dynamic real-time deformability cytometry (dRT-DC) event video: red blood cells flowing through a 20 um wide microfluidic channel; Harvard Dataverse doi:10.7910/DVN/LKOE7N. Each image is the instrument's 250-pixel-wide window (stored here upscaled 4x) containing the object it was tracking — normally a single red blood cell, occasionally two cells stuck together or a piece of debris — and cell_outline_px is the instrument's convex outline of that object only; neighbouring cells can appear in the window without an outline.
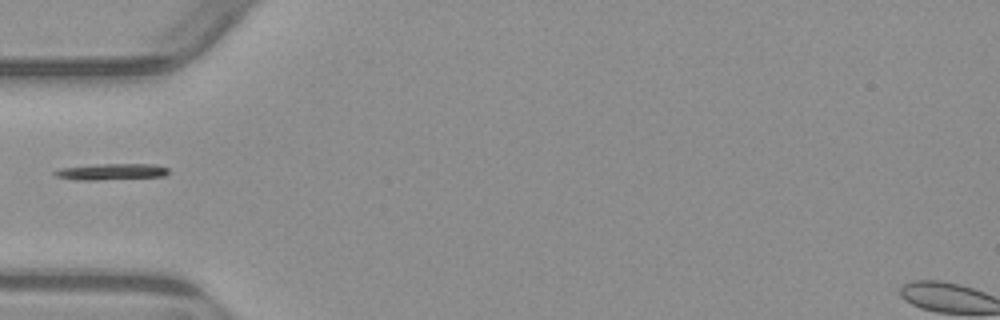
{"species": "common noctule bat (a hibernating species)", "species_latin": "Nyctalus noctula", "temperature_condition": "warm", "stored_images_in_passage": 3, "camera_frame_rate_fps": 3000, "um_per_image_px": 0.085, "animal": {"sex": "male", "body_mass_g": 23.1, "forearm_length_mm": 52.7}, "frame": {"image": 1, "passage_image": 2, "time_ms": 1.333, "image_size_px": [1000, 320], "cell_outline_px": [[168, 172], [164, 176], [96, 180], [76, 180], [56, 176], [52, 172], [60, 168], [96, 164], [152, 164], [168, 168]], "centroid_in_image_um": [9.42, 14.59], "position_along_channel_um": 75.6, "area_um2": 10.69}}